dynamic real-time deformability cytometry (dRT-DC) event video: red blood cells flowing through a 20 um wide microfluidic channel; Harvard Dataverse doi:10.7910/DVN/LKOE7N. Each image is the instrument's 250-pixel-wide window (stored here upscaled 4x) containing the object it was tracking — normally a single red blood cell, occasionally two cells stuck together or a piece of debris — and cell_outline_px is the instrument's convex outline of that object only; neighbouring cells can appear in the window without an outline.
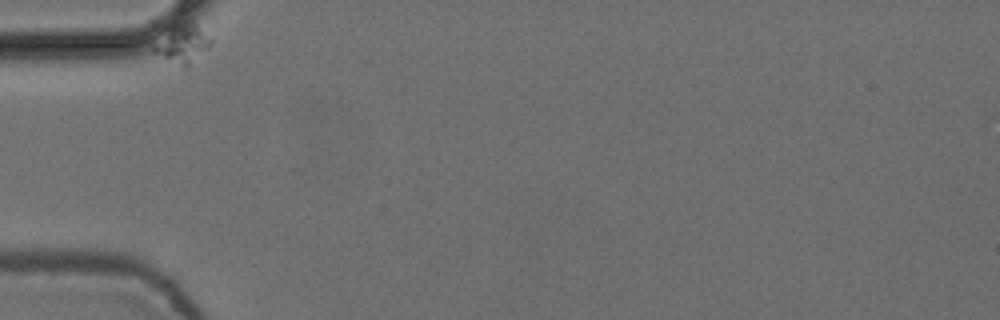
{"species": "common noctule bat (a hibernating species)", "species_latin": "Nyctalus noctula", "temperature_condition": "cold", "stored_images_in_passage": 7, "camera_frame_rate_fps": 3000, "um_per_image_px": 0.085, "animal": {"sex": "female", "body_mass_g": 24.6, "forearm_length_mm": 56.2}, "frame": {"image": 1, "passage_image": 1, "time_ms": 0.0, "image_size_px": [1000, 320], "cell_outline_px": [[212, 44], [188, 68], [184, 68], [152, 52], [152, 44], [172, 24], [184, 20], [192, 20], [212, 40]], "centroid_in_image_um": [15.49, 3.7], "position_along_channel_um": 69.5, "area_um2": 13.24}}
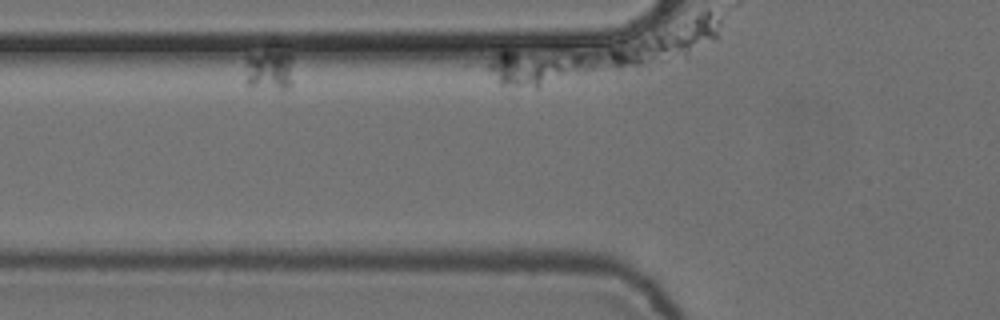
{"frame": {"image": 2, "passage_image": 4, "time_ms": 1.0, "image_size_px": [1000, 320], "cell_outline_px": [[292, 84], [288, 88], [280, 88], [244, 84], [244, 80], [248, 56], [268, 44], [280, 44], [292, 56]], "centroid_in_image_um": [22.93, 5.74], "position_along_channel_um": 102.9, "area_um2": 12.6}}